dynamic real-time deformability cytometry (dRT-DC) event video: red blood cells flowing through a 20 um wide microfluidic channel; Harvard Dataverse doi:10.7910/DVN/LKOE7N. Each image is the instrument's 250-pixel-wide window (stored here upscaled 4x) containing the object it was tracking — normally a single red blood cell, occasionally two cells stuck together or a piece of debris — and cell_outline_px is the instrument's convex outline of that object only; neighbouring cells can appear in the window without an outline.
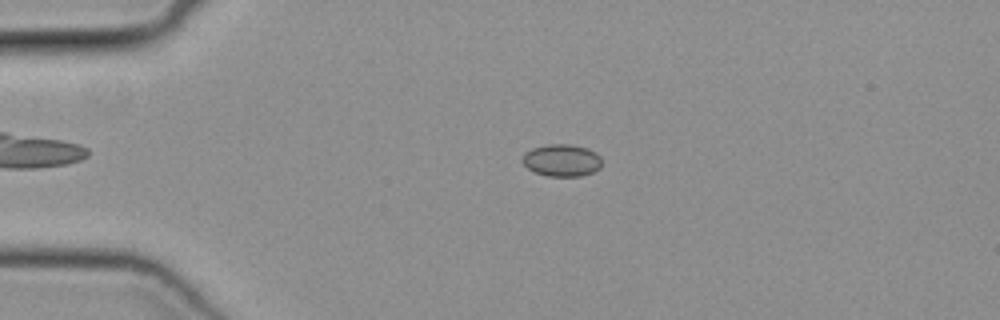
{"species": "common noctule bat (a hibernating species)", "species_latin": "Nyctalus noctula", "temperature_condition": "cold", "stored_images_in_passage": 50, "camera_frame_rate_fps": 3000, "um_per_image_px": 0.085, "animal": {"sex": "female", "body_mass_g": 19.3, "forearm_length_mm": 54.1}, "frame": {"image": 1, "passage_image": 12, "time_ms": 3.667, "image_size_px": [1000, 320], "cell_outline_px": [[600, 168], [592, 172], [580, 176], [548, 176], [536, 172], [528, 168], [520, 160], [524, 152], [532, 148], [548, 144], [568, 144], [588, 148], [596, 152], [600, 156]], "centroid_in_image_um": [47.73, 13.61], "position_along_channel_um": 37.3, "area_um2": 14.91}}
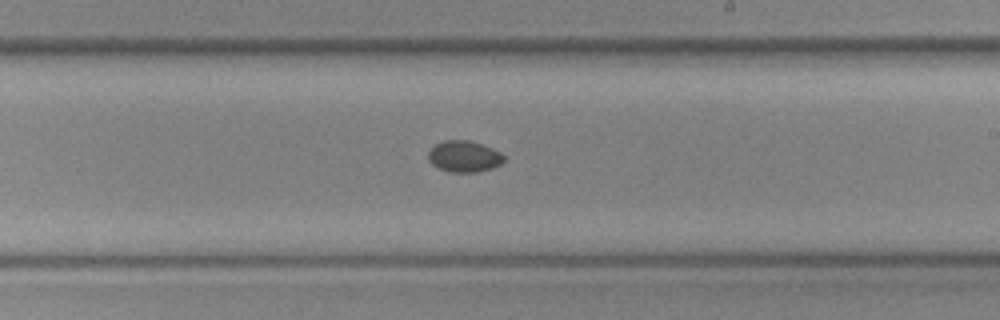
{"frame": {"image": 2, "passage_image": 30, "time_ms": 9.667, "image_size_px": [1000, 320], "cell_outline_px": [[504, 160], [500, 164], [492, 168], [476, 172], [448, 172], [432, 164], [428, 160], [428, 152], [436, 144], [444, 140], [468, 140], [492, 148], [500, 152], [504, 156]], "centroid_in_image_um": [39.44, 13.3], "position_along_channel_um": 249.6, "area_um2": 13.7}}
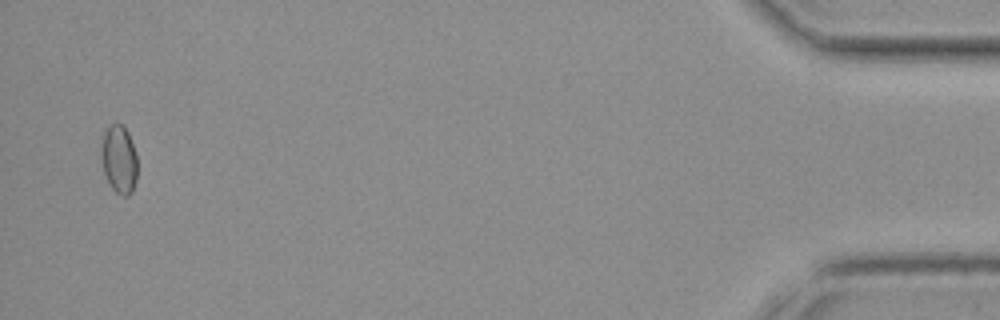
{"frame": {"image": 3, "passage_image": 49, "time_ms": 16.0, "image_size_px": [1000, 320], "cell_outline_px": [[136, 180], [132, 192], [128, 196], [120, 196], [112, 188], [104, 172], [100, 160], [100, 152], [104, 132], [112, 124], [124, 124], [128, 132], [136, 152]], "centroid_in_image_um": [10.11, 13.54], "position_along_channel_um": 425.1, "area_um2": 14.45}}